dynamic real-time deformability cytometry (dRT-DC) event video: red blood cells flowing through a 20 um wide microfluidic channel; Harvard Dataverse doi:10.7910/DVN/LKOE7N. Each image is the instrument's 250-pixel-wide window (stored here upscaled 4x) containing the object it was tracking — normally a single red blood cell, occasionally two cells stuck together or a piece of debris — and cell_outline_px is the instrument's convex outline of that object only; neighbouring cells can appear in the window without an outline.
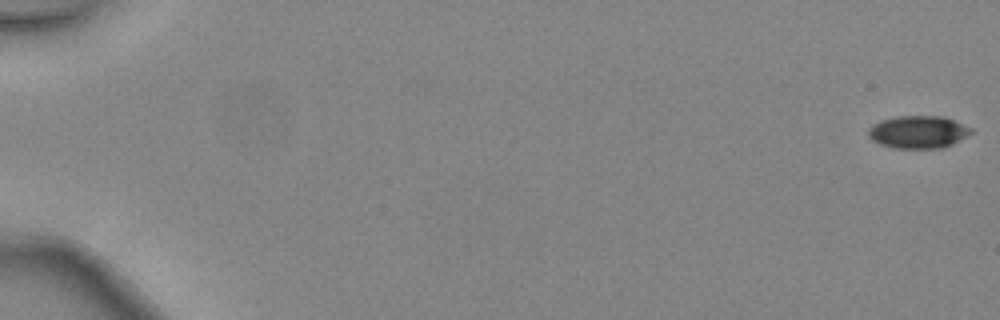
{"species": "common noctule bat (a hibernating species)", "species_latin": "Nyctalus noctula", "temperature_condition": "warm", "stored_images_in_passage": 48, "camera_frame_rate_fps": 3000, "um_per_image_px": 0.085, "animal": {"sex": "female", "body_mass_g": 24.6, "forearm_length_mm": 56.2}, "frame": {"image": 1, "passage_image": 1, "time_ms": 0.0, "image_size_px": [1000, 320], "cell_outline_px": [[972, 132], [968, 136], [944, 148], [896, 148], [880, 144], [872, 140], [868, 136], [868, 128], [872, 124], [880, 120], [896, 116], [944, 116], [972, 128]], "centroid_in_image_um": [78.04, 11.21], "position_along_channel_um": 7.0, "area_um2": 19.65}}
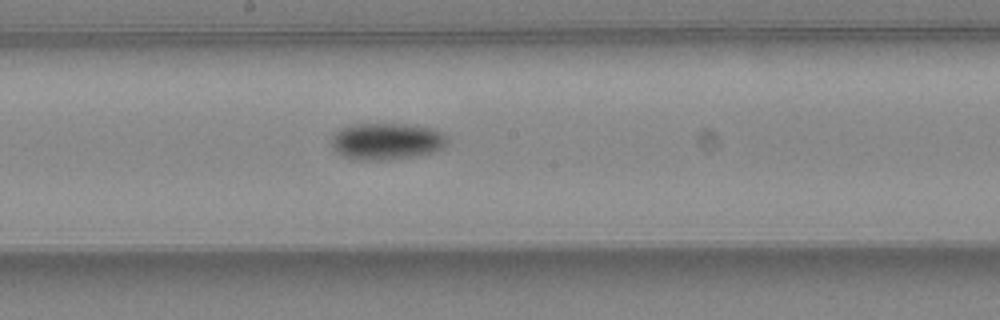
{"frame": {"image": 2, "passage_image": 28, "time_ms": 9.0, "image_size_px": [1000, 320], "cell_outline_px": [[448, 144], [444, 148], [436, 152], [416, 156], [380, 160], [360, 160], [344, 156], [336, 152], [332, 148], [332, 136], [340, 128], [352, 124], [408, 124], [436, 128], [444, 132], [448, 140]], "centroid_in_image_um": [32.93, 12.0], "position_along_channel_um": 215.3, "area_um2": 25.2}}
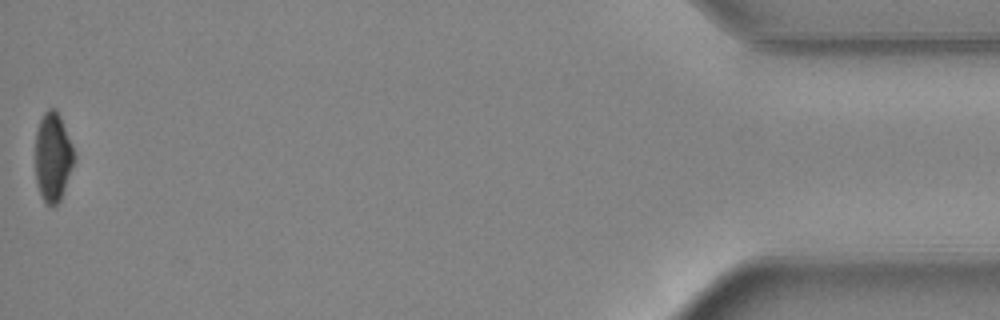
{"frame": {"image": 3, "passage_image": 48, "time_ms": 15.667, "image_size_px": [1000, 320], "cell_outline_px": [[76, 160], [60, 200], [56, 204], [48, 204], [44, 200], [40, 192], [36, 180], [36, 132], [40, 120], [44, 112], [48, 108], [56, 108], [60, 116], [72, 144], [76, 156]], "centroid_in_image_um": [4.52, 13.31], "position_along_channel_um": 430.7, "area_um2": 20.06}, "authors_computed_cell_mechanics": {"area_um2": 22.2241, "velocity_mm_per_s": 4.5137, "shape_relaxation_time_tau1_ms": 3.8829, "shape_relaxation_time_tau2_ms": null, "deformation_change_tau1": 0.1, "deformation_change_tau2": null}}